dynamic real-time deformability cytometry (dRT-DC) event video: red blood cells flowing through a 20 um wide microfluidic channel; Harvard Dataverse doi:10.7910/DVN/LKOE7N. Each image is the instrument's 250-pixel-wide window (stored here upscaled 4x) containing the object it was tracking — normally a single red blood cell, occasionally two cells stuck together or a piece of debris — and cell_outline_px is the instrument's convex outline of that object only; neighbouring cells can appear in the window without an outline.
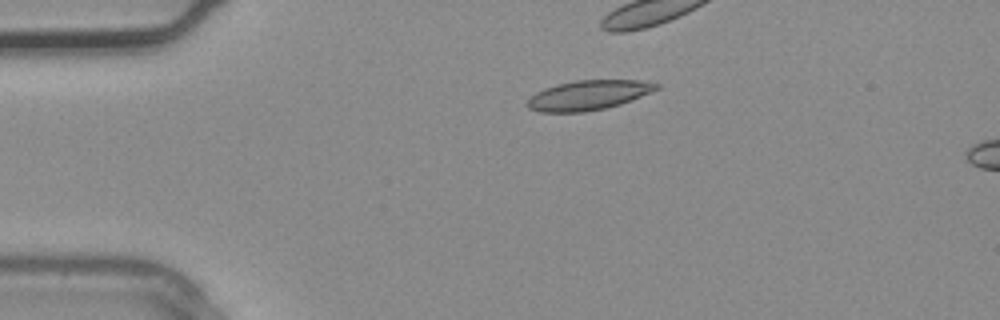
{"species": "common noctule bat (a hibernating species)", "species_latin": "Nyctalus noctula", "temperature_condition": "warm", "stored_images_in_passage": 2, "camera_frame_rate_fps": 3000, "um_per_image_px": 0.085, "animal": {"sex": "male", "body_mass_g": 20.4}, "frame": {"image": 1, "passage_image": 2, "time_ms": 0.333, "image_size_px": [1000, 320], "cell_outline_px": [[660, 88], [620, 104], [604, 108], [584, 112], [540, 112], [528, 108], [524, 104], [536, 92], [544, 88], [576, 80], [640, 80], [660, 84]], "centroid_in_image_um": [49.99, 8.09], "position_along_channel_um": 35.0, "area_um2": 22.14}}